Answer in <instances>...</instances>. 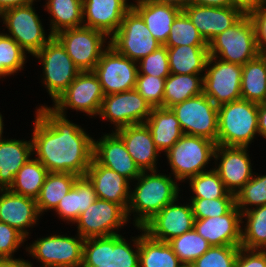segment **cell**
Returning <instances> with one entry per match:
<instances>
[{"label": "cell", "instance_id": "33", "mask_svg": "<svg viewBox=\"0 0 266 267\" xmlns=\"http://www.w3.org/2000/svg\"><path fill=\"white\" fill-rule=\"evenodd\" d=\"M241 97L255 103L266 102V53L242 66Z\"/></svg>", "mask_w": 266, "mask_h": 267}, {"label": "cell", "instance_id": "28", "mask_svg": "<svg viewBox=\"0 0 266 267\" xmlns=\"http://www.w3.org/2000/svg\"><path fill=\"white\" fill-rule=\"evenodd\" d=\"M24 140L0 141V189H9L19 169L33 157L31 139Z\"/></svg>", "mask_w": 266, "mask_h": 267}, {"label": "cell", "instance_id": "25", "mask_svg": "<svg viewBox=\"0 0 266 267\" xmlns=\"http://www.w3.org/2000/svg\"><path fill=\"white\" fill-rule=\"evenodd\" d=\"M114 131L124 142L127 151L141 171L157 170L161 152L156 148L145 123L134 124Z\"/></svg>", "mask_w": 266, "mask_h": 267}, {"label": "cell", "instance_id": "44", "mask_svg": "<svg viewBox=\"0 0 266 267\" xmlns=\"http://www.w3.org/2000/svg\"><path fill=\"white\" fill-rule=\"evenodd\" d=\"M189 202L195 219L223 216L236 205L235 194L231 192H228L223 198H191Z\"/></svg>", "mask_w": 266, "mask_h": 267}, {"label": "cell", "instance_id": "58", "mask_svg": "<svg viewBox=\"0 0 266 267\" xmlns=\"http://www.w3.org/2000/svg\"><path fill=\"white\" fill-rule=\"evenodd\" d=\"M182 267H193L192 265H183Z\"/></svg>", "mask_w": 266, "mask_h": 267}, {"label": "cell", "instance_id": "31", "mask_svg": "<svg viewBox=\"0 0 266 267\" xmlns=\"http://www.w3.org/2000/svg\"><path fill=\"white\" fill-rule=\"evenodd\" d=\"M171 74L204 75L209 57L208 46L167 47Z\"/></svg>", "mask_w": 266, "mask_h": 267}, {"label": "cell", "instance_id": "14", "mask_svg": "<svg viewBox=\"0 0 266 267\" xmlns=\"http://www.w3.org/2000/svg\"><path fill=\"white\" fill-rule=\"evenodd\" d=\"M204 72L203 92L216 106L242 99V65L209 56Z\"/></svg>", "mask_w": 266, "mask_h": 267}, {"label": "cell", "instance_id": "39", "mask_svg": "<svg viewBox=\"0 0 266 267\" xmlns=\"http://www.w3.org/2000/svg\"><path fill=\"white\" fill-rule=\"evenodd\" d=\"M167 243L183 265H191L211 247L195 229L185 232Z\"/></svg>", "mask_w": 266, "mask_h": 267}, {"label": "cell", "instance_id": "3", "mask_svg": "<svg viewBox=\"0 0 266 267\" xmlns=\"http://www.w3.org/2000/svg\"><path fill=\"white\" fill-rule=\"evenodd\" d=\"M258 135V103L244 99L218 106L217 145L250 147Z\"/></svg>", "mask_w": 266, "mask_h": 267}, {"label": "cell", "instance_id": "1", "mask_svg": "<svg viewBox=\"0 0 266 267\" xmlns=\"http://www.w3.org/2000/svg\"><path fill=\"white\" fill-rule=\"evenodd\" d=\"M32 125V153L48 172L85 176L93 159L94 137L67 116L39 105Z\"/></svg>", "mask_w": 266, "mask_h": 267}, {"label": "cell", "instance_id": "24", "mask_svg": "<svg viewBox=\"0 0 266 267\" xmlns=\"http://www.w3.org/2000/svg\"><path fill=\"white\" fill-rule=\"evenodd\" d=\"M40 216L36 199L0 189V222L12 226L27 239L28 231L38 224Z\"/></svg>", "mask_w": 266, "mask_h": 267}, {"label": "cell", "instance_id": "43", "mask_svg": "<svg viewBox=\"0 0 266 267\" xmlns=\"http://www.w3.org/2000/svg\"><path fill=\"white\" fill-rule=\"evenodd\" d=\"M235 201L241 213L255 206L266 205V175L254 173L253 177L235 194Z\"/></svg>", "mask_w": 266, "mask_h": 267}, {"label": "cell", "instance_id": "6", "mask_svg": "<svg viewBox=\"0 0 266 267\" xmlns=\"http://www.w3.org/2000/svg\"><path fill=\"white\" fill-rule=\"evenodd\" d=\"M216 143L199 136L184 134L167 152L171 176L175 180L185 182L189 178L207 170L211 159L214 160Z\"/></svg>", "mask_w": 266, "mask_h": 267}, {"label": "cell", "instance_id": "26", "mask_svg": "<svg viewBox=\"0 0 266 267\" xmlns=\"http://www.w3.org/2000/svg\"><path fill=\"white\" fill-rule=\"evenodd\" d=\"M85 176L92 183L98 199L118 203L127 211L131 191L127 178L102 166L94 157Z\"/></svg>", "mask_w": 266, "mask_h": 267}, {"label": "cell", "instance_id": "46", "mask_svg": "<svg viewBox=\"0 0 266 267\" xmlns=\"http://www.w3.org/2000/svg\"><path fill=\"white\" fill-rule=\"evenodd\" d=\"M137 66L138 75H152L166 79L171 74L167 47L162 45L138 61Z\"/></svg>", "mask_w": 266, "mask_h": 267}, {"label": "cell", "instance_id": "49", "mask_svg": "<svg viewBox=\"0 0 266 267\" xmlns=\"http://www.w3.org/2000/svg\"><path fill=\"white\" fill-rule=\"evenodd\" d=\"M248 15L254 26L257 46L266 53V1L250 10Z\"/></svg>", "mask_w": 266, "mask_h": 267}, {"label": "cell", "instance_id": "23", "mask_svg": "<svg viewBox=\"0 0 266 267\" xmlns=\"http://www.w3.org/2000/svg\"><path fill=\"white\" fill-rule=\"evenodd\" d=\"M242 213L235 205L227 214L195 219L194 229L211 246H241Z\"/></svg>", "mask_w": 266, "mask_h": 267}, {"label": "cell", "instance_id": "16", "mask_svg": "<svg viewBox=\"0 0 266 267\" xmlns=\"http://www.w3.org/2000/svg\"><path fill=\"white\" fill-rule=\"evenodd\" d=\"M93 72L97 75L106 96L135 89L138 66L137 62L108 45Z\"/></svg>", "mask_w": 266, "mask_h": 267}, {"label": "cell", "instance_id": "2", "mask_svg": "<svg viewBox=\"0 0 266 267\" xmlns=\"http://www.w3.org/2000/svg\"><path fill=\"white\" fill-rule=\"evenodd\" d=\"M159 172V173H158ZM172 176L162 174L159 170L142 171L134 180L136 185L130 191L127 217L130 221L133 213V226L143 227L166 205L179 197V184Z\"/></svg>", "mask_w": 266, "mask_h": 267}, {"label": "cell", "instance_id": "30", "mask_svg": "<svg viewBox=\"0 0 266 267\" xmlns=\"http://www.w3.org/2000/svg\"><path fill=\"white\" fill-rule=\"evenodd\" d=\"M96 199L92 183L86 176H79L71 190L60 200L54 211L61 220L75 224L79 215Z\"/></svg>", "mask_w": 266, "mask_h": 267}, {"label": "cell", "instance_id": "56", "mask_svg": "<svg viewBox=\"0 0 266 267\" xmlns=\"http://www.w3.org/2000/svg\"><path fill=\"white\" fill-rule=\"evenodd\" d=\"M152 1L160 4L173 5L180 8L181 10H183L186 6L189 5V0H152Z\"/></svg>", "mask_w": 266, "mask_h": 267}, {"label": "cell", "instance_id": "18", "mask_svg": "<svg viewBox=\"0 0 266 267\" xmlns=\"http://www.w3.org/2000/svg\"><path fill=\"white\" fill-rule=\"evenodd\" d=\"M248 147L216 145L213 169L225 188L236 194L254 175ZM219 160V163H218Z\"/></svg>", "mask_w": 266, "mask_h": 267}, {"label": "cell", "instance_id": "40", "mask_svg": "<svg viewBox=\"0 0 266 267\" xmlns=\"http://www.w3.org/2000/svg\"><path fill=\"white\" fill-rule=\"evenodd\" d=\"M26 54L18 43L0 31V78L22 71L27 63Z\"/></svg>", "mask_w": 266, "mask_h": 267}, {"label": "cell", "instance_id": "22", "mask_svg": "<svg viewBox=\"0 0 266 267\" xmlns=\"http://www.w3.org/2000/svg\"><path fill=\"white\" fill-rule=\"evenodd\" d=\"M129 0H82L83 26L101 31L110 38L132 7Z\"/></svg>", "mask_w": 266, "mask_h": 267}, {"label": "cell", "instance_id": "10", "mask_svg": "<svg viewBox=\"0 0 266 267\" xmlns=\"http://www.w3.org/2000/svg\"><path fill=\"white\" fill-rule=\"evenodd\" d=\"M84 241L78 233L74 237L51 234L37 238L25 249L42 264L40 267H81Z\"/></svg>", "mask_w": 266, "mask_h": 267}, {"label": "cell", "instance_id": "32", "mask_svg": "<svg viewBox=\"0 0 266 267\" xmlns=\"http://www.w3.org/2000/svg\"><path fill=\"white\" fill-rule=\"evenodd\" d=\"M139 235V267H182L171 246L164 241L151 238L142 227Z\"/></svg>", "mask_w": 266, "mask_h": 267}, {"label": "cell", "instance_id": "27", "mask_svg": "<svg viewBox=\"0 0 266 267\" xmlns=\"http://www.w3.org/2000/svg\"><path fill=\"white\" fill-rule=\"evenodd\" d=\"M132 7L141 15L146 26L161 45H164L169 37L171 26L176 16L182 11L180 8L160 4L152 0H137Z\"/></svg>", "mask_w": 266, "mask_h": 267}, {"label": "cell", "instance_id": "9", "mask_svg": "<svg viewBox=\"0 0 266 267\" xmlns=\"http://www.w3.org/2000/svg\"><path fill=\"white\" fill-rule=\"evenodd\" d=\"M184 134L207 138L217 145L218 106L203 92L170 107Z\"/></svg>", "mask_w": 266, "mask_h": 267}, {"label": "cell", "instance_id": "38", "mask_svg": "<svg viewBox=\"0 0 266 267\" xmlns=\"http://www.w3.org/2000/svg\"><path fill=\"white\" fill-rule=\"evenodd\" d=\"M241 227L242 248L266 250V205L243 212Z\"/></svg>", "mask_w": 266, "mask_h": 267}, {"label": "cell", "instance_id": "29", "mask_svg": "<svg viewBox=\"0 0 266 267\" xmlns=\"http://www.w3.org/2000/svg\"><path fill=\"white\" fill-rule=\"evenodd\" d=\"M160 152H167L183 135L179 121L170 108L154 107L144 122Z\"/></svg>", "mask_w": 266, "mask_h": 267}, {"label": "cell", "instance_id": "19", "mask_svg": "<svg viewBox=\"0 0 266 267\" xmlns=\"http://www.w3.org/2000/svg\"><path fill=\"white\" fill-rule=\"evenodd\" d=\"M175 201L166 205L142 228L151 238L168 242L194 229L195 217L190 202L179 204Z\"/></svg>", "mask_w": 266, "mask_h": 267}, {"label": "cell", "instance_id": "12", "mask_svg": "<svg viewBox=\"0 0 266 267\" xmlns=\"http://www.w3.org/2000/svg\"><path fill=\"white\" fill-rule=\"evenodd\" d=\"M54 36L81 72L94 71L102 53L110 45L104 33L85 26L65 29Z\"/></svg>", "mask_w": 266, "mask_h": 267}, {"label": "cell", "instance_id": "48", "mask_svg": "<svg viewBox=\"0 0 266 267\" xmlns=\"http://www.w3.org/2000/svg\"><path fill=\"white\" fill-rule=\"evenodd\" d=\"M27 241L15 228L0 222V258H15L14 254Z\"/></svg>", "mask_w": 266, "mask_h": 267}, {"label": "cell", "instance_id": "57", "mask_svg": "<svg viewBox=\"0 0 266 267\" xmlns=\"http://www.w3.org/2000/svg\"><path fill=\"white\" fill-rule=\"evenodd\" d=\"M4 120H3V116H2V114L0 113V141H2L3 139H5L4 137H3V130H4V122H3Z\"/></svg>", "mask_w": 266, "mask_h": 267}, {"label": "cell", "instance_id": "42", "mask_svg": "<svg viewBox=\"0 0 266 267\" xmlns=\"http://www.w3.org/2000/svg\"><path fill=\"white\" fill-rule=\"evenodd\" d=\"M191 198L218 199L223 198L229 191L225 188L219 174L212 168L189 178Z\"/></svg>", "mask_w": 266, "mask_h": 267}, {"label": "cell", "instance_id": "35", "mask_svg": "<svg viewBox=\"0 0 266 267\" xmlns=\"http://www.w3.org/2000/svg\"><path fill=\"white\" fill-rule=\"evenodd\" d=\"M79 176L71 173L49 172L36 198L40 215L55 210L60 200L71 190Z\"/></svg>", "mask_w": 266, "mask_h": 267}, {"label": "cell", "instance_id": "54", "mask_svg": "<svg viewBox=\"0 0 266 267\" xmlns=\"http://www.w3.org/2000/svg\"><path fill=\"white\" fill-rule=\"evenodd\" d=\"M36 0H0V14L10 8L26 6Z\"/></svg>", "mask_w": 266, "mask_h": 267}, {"label": "cell", "instance_id": "13", "mask_svg": "<svg viewBox=\"0 0 266 267\" xmlns=\"http://www.w3.org/2000/svg\"><path fill=\"white\" fill-rule=\"evenodd\" d=\"M104 96L97 75L93 71H84L77 75L51 108L63 116H67L66 110L71 109L93 118L98 116Z\"/></svg>", "mask_w": 266, "mask_h": 267}, {"label": "cell", "instance_id": "8", "mask_svg": "<svg viewBox=\"0 0 266 267\" xmlns=\"http://www.w3.org/2000/svg\"><path fill=\"white\" fill-rule=\"evenodd\" d=\"M35 2L26 6H19L7 9L0 14L5 27L4 33L18 43L23 50L34 56L52 38V35L45 33L40 16L33 7ZM47 35V37H46Z\"/></svg>", "mask_w": 266, "mask_h": 267}, {"label": "cell", "instance_id": "36", "mask_svg": "<svg viewBox=\"0 0 266 267\" xmlns=\"http://www.w3.org/2000/svg\"><path fill=\"white\" fill-rule=\"evenodd\" d=\"M203 93V75L170 74L165 80L163 107L170 108Z\"/></svg>", "mask_w": 266, "mask_h": 267}, {"label": "cell", "instance_id": "15", "mask_svg": "<svg viewBox=\"0 0 266 267\" xmlns=\"http://www.w3.org/2000/svg\"><path fill=\"white\" fill-rule=\"evenodd\" d=\"M128 222L127 212L120 204L98 198L75 221L83 239L119 234V228Z\"/></svg>", "mask_w": 266, "mask_h": 267}, {"label": "cell", "instance_id": "52", "mask_svg": "<svg viewBox=\"0 0 266 267\" xmlns=\"http://www.w3.org/2000/svg\"><path fill=\"white\" fill-rule=\"evenodd\" d=\"M189 4L210 6V7L234 6L232 0H189Z\"/></svg>", "mask_w": 266, "mask_h": 267}, {"label": "cell", "instance_id": "4", "mask_svg": "<svg viewBox=\"0 0 266 267\" xmlns=\"http://www.w3.org/2000/svg\"><path fill=\"white\" fill-rule=\"evenodd\" d=\"M130 238L115 234L85 239L81 267H139V235Z\"/></svg>", "mask_w": 266, "mask_h": 267}, {"label": "cell", "instance_id": "20", "mask_svg": "<svg viewBox=\"0 0 266 267\" xmlns=\"http://www.w3.org/2000/svg\"><path fill=\"white\" fill-rule=\"evenodd\" d=\"M182 11L207 43L233 26L245 14L237 6L210 7L189 4Z\"/></svg>", "mask_w": 266, "mask_h": 267}, {"label": "cell", "instance_id": "45", "mask_svg": "<svg viewBox=\"0 0 266 267\" xmlns=\"http://www.w3.org/2000/svg\"><path fill=\"white\" fill-rule=\"evenodd\" d=\"M241 246H211L191 265L193 267H235Z\"/></svg>", "mask_w": 266, "mask_h": 267}, {"label": "cell", "instance_id": "51", "mask_svg": "<svg viewBox=\"0 0 266 267\" xmlns=\"http://www.w3.org/2000/svg\"><path fill=\"white\" fill-rule=\"evenodd\" d=\"M258 134L266 139V102L258 103Z\"/></svg>", "mask_w": 266, "mask_h": 267}, {"label": "cell", "instance_id": "5", "mask_svg": "<svg viewBox=\"0 0 266 267\" xmlns=\"http://www.w3.org/2000/svg\"><path fill=\"white\" fill-rule=\"evenodd\" d=\"M208 50L209 56L242 66L262 53L257 46L254 26L248 13L213 38L208 43Z\"/></svg>", "mask_w": 266, "mask_h": 267}, {"label": "cell", "instance_id": "34", "mask_svg": "<svg viewBox=\"0 0 266 267\" xmlns=\"http://www.w3.org/2000/svg\"><path fill=\"white\" fill-rule=\"evenodd\" d=\"M45 12L50 13V34L83 26L82 0H46Z\"/></svg>", "mask_w": 266, "mask_h": 267}, {"label": "cell", "instance_id": "17", "mask_svg": "<svg viewBox=\"0 0 266 267\" xmlns=\"http://www.w3.org/2000/svg\"><path fill=\"white\" fill-rule=\"evenodd\" d=\"M151 110V105L133 89L104 96L98 117L113 124V129L117 130L144 123Z\"/></svg>", "mask_w": 266, "mask_h": 267}, {"label": "cell", "instance_id": "21", "mask_svg": "<svg viewBox=\"0 0 266 267\" xmlns=\"http://www.w3.org/2000/svg\"><path fill=\"white\" fill-rule=\"evenodd\" d=\"M93 157L102 166L116 171L131 183L142 172L127 151L123 140L114 131L101 135L97 141L94 139Z\"/></svg>", "mask_w": 266, "mask_h": 267}, {"label": "cell", "instance_id": "55", "mask_svg": "<svg viewBox=\"0 0 266 267\" xmlns=\"http://www.w3.org/2000/svg\"><path fill=\"white\" fill-rule=\"evenodd\" d=\"M264 1L266 0H232L234 6L241 8L245 13H248Z\"/></svg>", "mask_w": 266, "mask_h": 267}, {"label": "cell", "instance_id": "11", "mask_svg": "<svg viewBox=\"0 0 266 267\" xmlns=\"http://www.w3.org/2000/svg\"><path fill=\"white\" fill-rule=\"evenodd\" d=\"M117 52L135 62L148 56L162 45L152 37L141 15L131 7L119 29L109 38Z\"/></svg>", "mask_w": 266, "mask_h": 267}, {"label": "cell", "instance_id": "50", "mask_svg": "<svg viewBox=\"0 0 266 267\" xmlns=\"http://www.w3.org/2000/svg\"><path fill=\"white\" fill-rule=\"evenodd\" d=\"M235 267H266V250L240 247Z\"/></svg>", "mask_w": 266, "mask_h": 267}, {"label": "cell", "instance_id": "47", "mask_svg": "<svg viewBox=\"0 0 266 267\" xmlns=\"http://www.w3.org/2000/svg\"><path fill=\"white\" fill-rule=\"evenodd\" d=\"M165 78L138 75L135 90L154 107H163Z\"/></svg>", "mask_w": 266, "mask_h": 267}, {"label": "cell", "instance_id": "41", "mask_svg": "<svg viewBox=\"0 0 266 267\" xmlns=\"http://www.w3.org/2000/svg\"><path fill=\"white\" fill-rule=\"evenodd\" d=\"M166 47L177 46H208L188 16L181 11L174 19Z\"/></svg>", "mask_w": 266, "mask_h": 267}, {"label": "cell", "instance_id": "7", "mask_svg": "<svg viewBox=\"0 0 266 267\" xmlns=\"http://www.w3.org/2000/svg\"><path fill=\"white\" fill-rule=\"evenodd\" d=\"M33 57L43 66L42 83L52 102L56 101L81 72L55 36Z\"/></svg>", "mask_w": 266, "mask_h": 267}, {"label": "cell", "instance_id": "37", "mask_svg": "<svg viewBox=\"0 0 266 267\" xmlns=\"http://www.w3.org/2000/svg\"><path fill=\"white\" fill-rule=\"evenodd\" d=\"M48 173L46 167L33 156L16 173L9 190L36 199Z\"/></svg>", "mask_w": 266, "mask_h": 267}, {"label": "cell", "instance_id": "53", "mask_svg": "<svg viewBox=\"0 0 266 267\" xmlns=\"http://www.w3.org/2000/svg\"><path fill=\"white\" fill-rule=\"evenodd\" d=\"M34 265L23 258H0V267H33Z\"/></svg>", "mask_w": 266, "mask_h": 267}]
</instances>
